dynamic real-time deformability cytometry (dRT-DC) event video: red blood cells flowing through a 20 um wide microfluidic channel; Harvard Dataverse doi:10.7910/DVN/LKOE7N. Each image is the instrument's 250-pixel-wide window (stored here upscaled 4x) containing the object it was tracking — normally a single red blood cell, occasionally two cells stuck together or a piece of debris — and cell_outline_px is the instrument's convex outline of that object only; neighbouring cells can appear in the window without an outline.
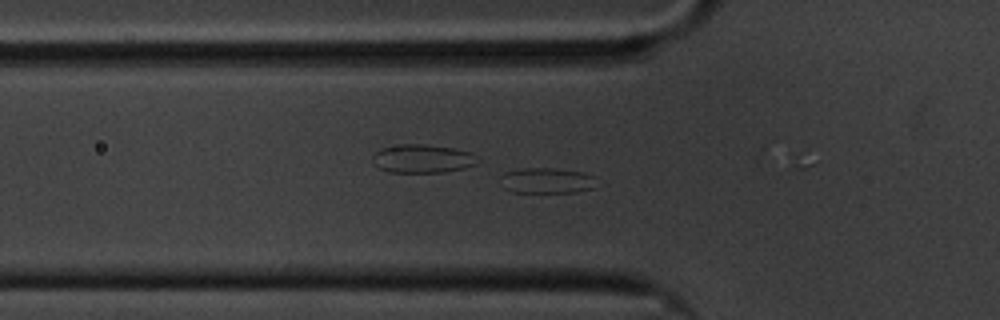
{"species": "common noctule bat (a hibernating species)", "species_latin": "Nyctalus noctula", "temperature_condition": "cold", "stored_images_in_passage": 28, "camera_frame_rate_fps": 3000, "um_per_image_px": 0.085, "animal": {"sex": "male", "body_mass_g": 20.1, "forearm_length_mm": 53.5}, "frame": {"image": 1, "passage_image": 2, "time_ms": 0.333, "image_size_px": [1000, 320], "cell_outline_px": [[596, 176], [592, 188], [576, 192], [512, 192], [504, 188], [500, 176], [504, 172], [520, 168], [556, 168], [584, 172]], "centroid_in_image_um": [46.46, 15.33], "position_along_channel_um": 79.3, "area_um2": 14.39}}
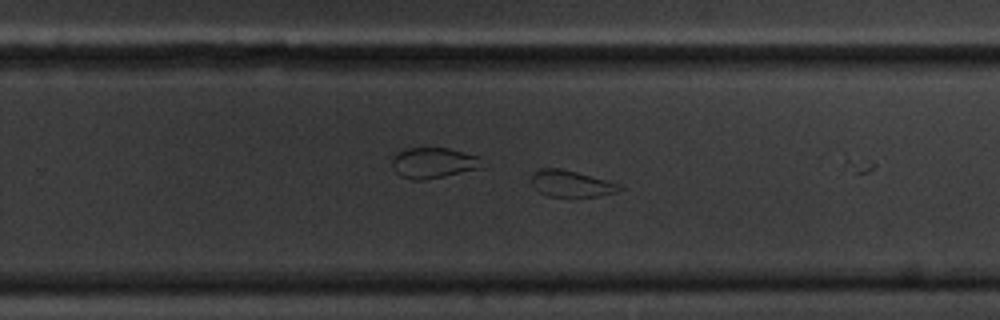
{"frame": {"image": 2, "passage_image": 20, "time_ms": 6.333, "image_size_px": [1000, 320], "cell_outline_px": [[624, 188], [616, 192], [596, 196], [548, 196], [540, 192], [532, 184], [532, 172], [540, 168], [560, 168], [624, 184]], "centroid_in_image_um": [48.59, 15.6], "position_along_channel_um": 281.2, "area_um2": 13.58}}
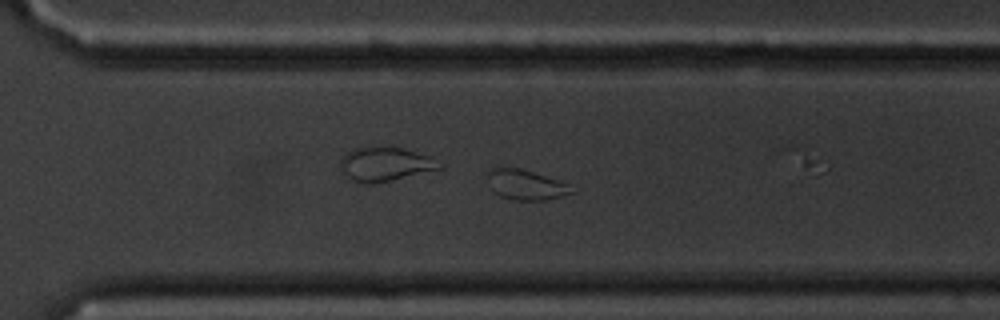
{"frame": {"image": 3, "passage_image": 24, "time_ms": 7.667, "image_size_px": [1000, 320], "cell_outline_px": [[576, 192], [548, 200], [512, 200], [500, 196], [492, 192], [488, 176], [488, 172], [496, 164], [520, 168], [568, 184]], "centroid_in_image_um": [44.64, 15.69], "position_along_channel_um": 326.0, "area_um2": 14.97}}